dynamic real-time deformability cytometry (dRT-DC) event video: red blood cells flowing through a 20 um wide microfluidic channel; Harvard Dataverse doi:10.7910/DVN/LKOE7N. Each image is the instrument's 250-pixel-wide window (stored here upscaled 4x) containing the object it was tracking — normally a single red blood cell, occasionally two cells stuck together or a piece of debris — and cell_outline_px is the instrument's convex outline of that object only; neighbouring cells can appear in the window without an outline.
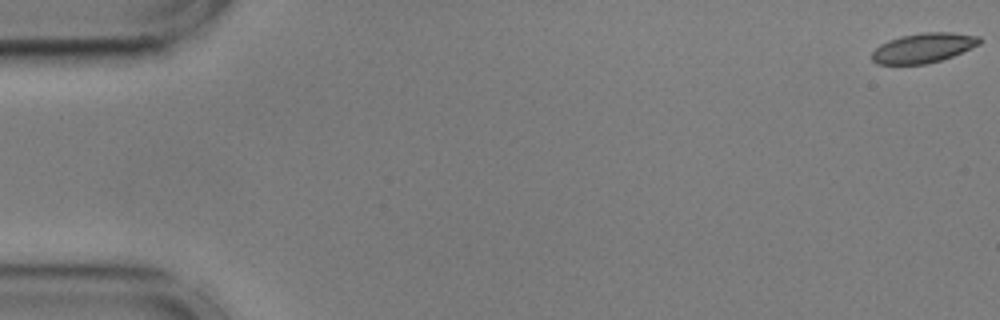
{"species": "common noctule bat (a hibernating species)", "species_latin": "Nyctalus noctula", "temperature_condition": "cold", "stored_images_in_passage": 56, "camera_frame_rate_fps": 3000, "um_per_image_px": 0.085, "animal": {"sex": "male", "body_mass_g": 17.9, "forearm_length_mm": 54.2}, "frame": {"image": 1, "passage_image": 1, "time_ms": 0.0, "image_size_px": [1000, 320], "cell_outline_px": [[984, 40], [980, 44], [952, 56], [940, 60], [924, 64], [876, 64], [872, 60], [872, 52], [880, 44], [888, 40], [900, 36], [924, 32], [952, 32], [980, 36]], "centroid_in_image_um": [78.5, 4.06], "position_along_channel_um": 6.5, "area_um2": 18.67}}
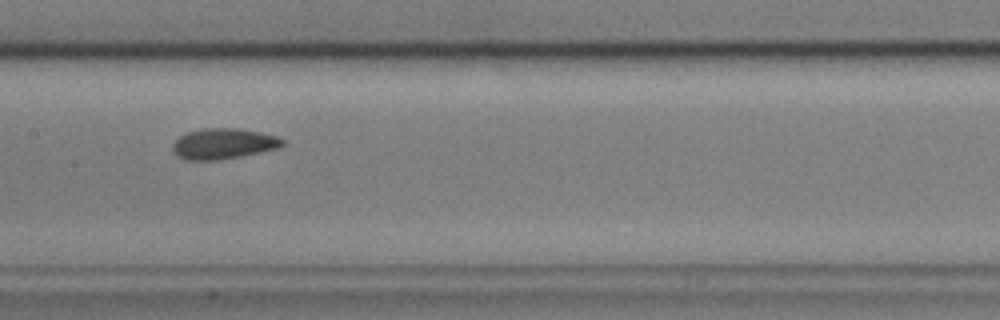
{"frame": {"image": 2, "passage_image": 28, "time_ms": 9.0, "image_size_px": [1000, 320], "cell_outline_px": [[284, 144], [280, 148], [240, 156], [216, 160], [184, 160], [176, 156], [172, 152], [172, 144], [180, 136], [188, 132], [204, 128], [236, 128], [260, 132], [276, 136], [284, 140]], "centroid_in_image_um": [18.96, 12.22], "position_along_channel_um": 188.4, "area_um2": 19.65}}
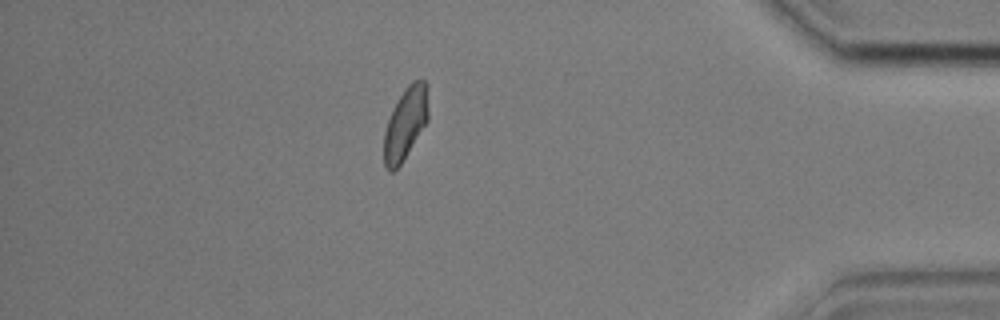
{"frame": {"image": 3, "passage_image": 49, "time_ms": 16.0, "image_size_px": [1000, 320], "cell_outline_px": [[428, 120], [400, 164], [392, 172], [388, 172], [384, 168], [384, 132], [392, 108], [404, 88], [412, 80], [424, 80], [428, 84]], "centroid_in_image_um": [34.46, 10.45], "position_along_channel_um": 400.7, "area_um2": 18.73}, "authors_computed_cell_mechanics": {"area_um2": 19.1607, "velocity_mm_per_s": 3.5919, "shape_relaxation_time_tau1_ms": 4.3885, "shape_relaxation_time_tau2_ms": 2.8126, "deformation_change_tau1": 0.0887, "deformation_change_tau2": 0.05}}